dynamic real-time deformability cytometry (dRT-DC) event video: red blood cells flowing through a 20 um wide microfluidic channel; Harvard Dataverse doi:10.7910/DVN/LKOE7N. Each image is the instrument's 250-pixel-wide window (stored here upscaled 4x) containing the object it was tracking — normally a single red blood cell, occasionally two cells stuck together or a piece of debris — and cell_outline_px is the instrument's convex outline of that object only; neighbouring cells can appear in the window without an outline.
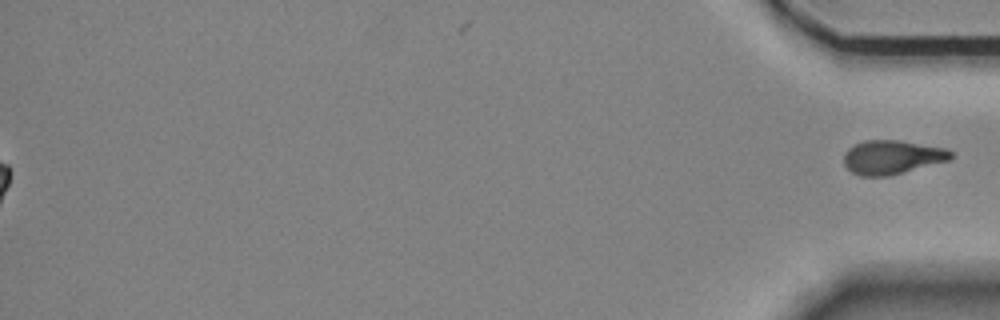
{"species": "Egyptian fruit bat (a non-hibernating species)", "species_latin": "Rousettus aegyptiacus", "temperature_condition": "room temperature", "stored_images_in_passage": 57, "segment_of_instrument_passage": [2, 2], "camera_frame_rate_fps": 3000, "um_per_image_px": 0.085, "animal": {"sex": "female"}, "frame": {"image": 1, "passage_image": 57, "time_ms": 18.667, "image_size_px": [1000, 320], "cell_outline_px": [[952, 156], [948, 160], [888, 176], [860, 176], [852, 172], [844, 164], [844, 152], [852, 144], [864, 140], [900, 140], [948, 148], [952, 152]], "centroid_in_image_um": [75.79, 13.34], "position_along_channel_um": 359.4, "area_um2": 21.21}}